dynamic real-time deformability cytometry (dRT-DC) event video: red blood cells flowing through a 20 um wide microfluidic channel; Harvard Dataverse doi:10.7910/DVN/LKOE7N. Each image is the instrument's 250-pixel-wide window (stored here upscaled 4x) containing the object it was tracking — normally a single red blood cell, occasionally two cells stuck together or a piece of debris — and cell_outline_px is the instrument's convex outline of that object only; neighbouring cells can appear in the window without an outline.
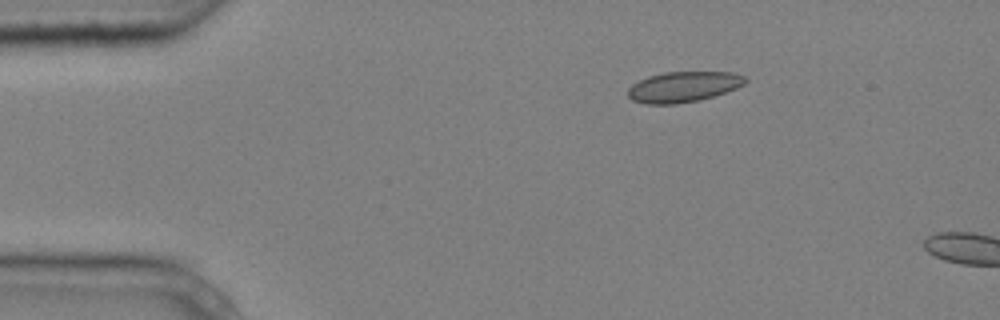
{"species": "common noctule bat (a hibernating species)", "species_latin": "Nyctalus noctula", "temperature_condition": "cold", "stored_images_in_passage": 3, "camera_frame_rate_fps": 3000, "um_per_image_px": 0.085, "animal": {"sex": "male", "body_mass_g": 20.4}, "frame": {"image": 1, "passage_image": 2, "time_ms": 0.333, "image_size_px": [1000, 320], "cell_outline_px": [[748, 80], [744, 84], [736, 88], [700, 100], [676, 104], [644, 104], [632, 100], [628, 96], [628, 88], [632, 84], [648, 76], [664, 72], [732, 72], [744, 76]], "centroid_in_image_um": [58.06, 7.38], "position_along_channel_um": 26.9, "area_um2": 20.87}}